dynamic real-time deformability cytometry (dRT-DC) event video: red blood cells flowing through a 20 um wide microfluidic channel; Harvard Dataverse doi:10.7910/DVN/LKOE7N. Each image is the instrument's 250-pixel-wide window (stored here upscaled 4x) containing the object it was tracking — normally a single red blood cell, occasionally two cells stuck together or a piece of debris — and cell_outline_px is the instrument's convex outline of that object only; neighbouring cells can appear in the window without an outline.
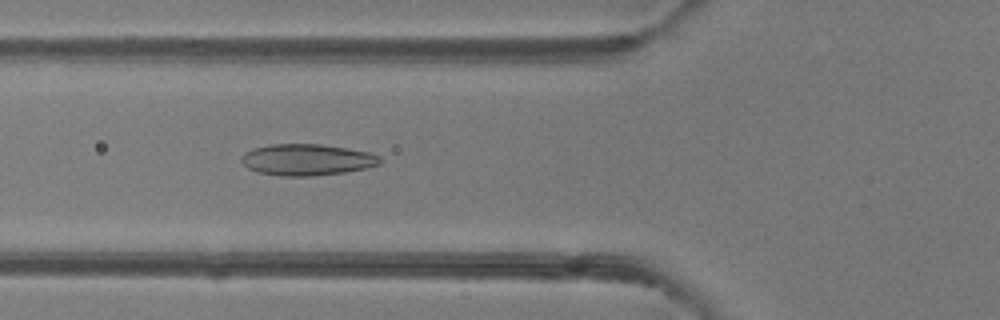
{"species": "common noctule bat (a hibernating species)", "species_latin": "Nyctalus noctula", "temperature_condition": "room temperature", "stored_images_in_passage": 49, "camera_frame_rate_fps": 3000, "um_per_image_px": 0.085, "animal": {"sex": "female"}, "frame": {"image": 1, "passage_image": 18, "time_ms": 5.667, "image_size_px": [1000, 320], "cell_outline_px": [[380, 164], [364, 168], [344, 172], [312, 176], [284, 176], [256, 172], [248, 168], [240, 160], [240, 156], [244, 152], [252, 148], [272, 144], [320, 144], [348, 148], [368, 152], [380, 156]], "centroid_in_image_um": [26.04, 13.57], "position_along_channel_um": 99.8, "area_um2": 25.37}}
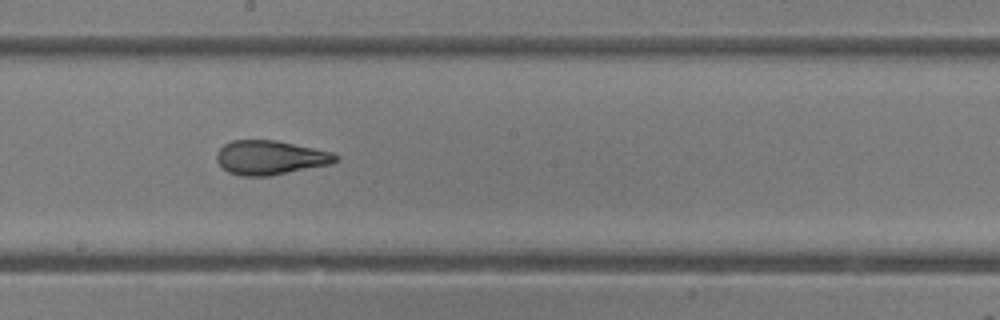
{"frame": {"image": 2, "passage_image": 27, "time_ms": 8.667, "image_size_px": [1000, 320], "cell_outline_px": [[340, 160], [332, 164], [268, 176], [240, 176], [228, 172], [216, 160], [216, 152], [224, 144], [232, 140], [276, 140], [332, 152], [340, 156]], "centroid_in_image_um": [22.99, 13.39], "position_along_channel_um": 225.2, "area_um2": 23.81}}
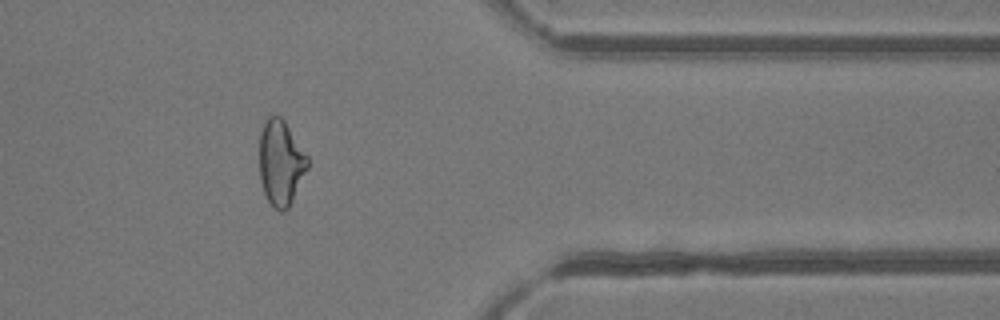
{"frame": {"image": 3, "passage_image": 40, "time_ms": 13.0, "image_size_px": [1000, 320], "cell_outline_px": [[308, 168], [288, 208], [284, 212], [280, 212], [268, 200], [264, 192], [260, 180], [260, 132], [264, 120], [268, 116], [280, 116], [284, 120], [308, 156]], "centroid_in_image_um": [23.86, 13.81], "position_along_channel_um": 387.5, "area_um2": 23.81}, "authors_computed_cell_mechanics": {"area_um2": 25.2586, "velocity_mm_per_s": 4.1569, "shape_relaxation_time_tau1_ms": null, "shape_relaxation_time_tau2_ms": 1.3296, "deformation_change_tau1": null, "deformation_change_tau2": 0.0762}}